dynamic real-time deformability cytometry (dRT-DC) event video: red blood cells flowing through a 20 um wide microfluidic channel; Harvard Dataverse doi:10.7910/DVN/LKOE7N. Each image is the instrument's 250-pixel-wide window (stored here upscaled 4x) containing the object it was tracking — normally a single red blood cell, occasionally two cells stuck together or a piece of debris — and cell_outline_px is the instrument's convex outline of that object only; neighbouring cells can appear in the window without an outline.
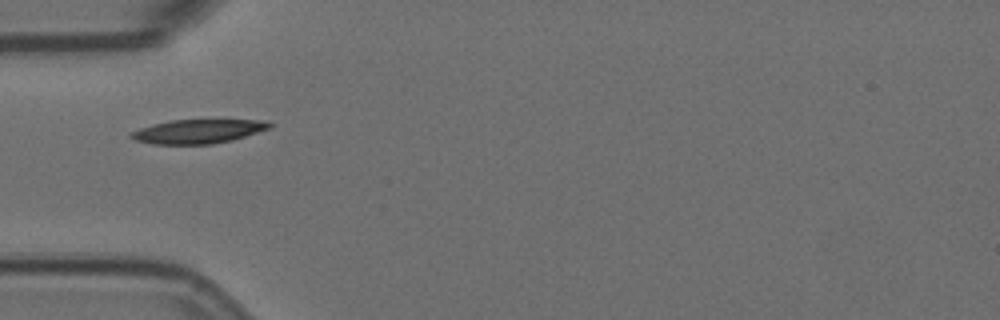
{"species": "Egyptian fruit bat (a non-hibernating species)", "species_latin": "Rousettus aegyptiacus", "temperature_condition": "room temperature", "stored_images_in_passage": 6, "camera_frame_rate_fps": 3000, "um_per_image_px": 0.085, "animal": {"sex": "female"}, "frame": {"image": 1, "passage_image": 1, "time_ms": 0.0, "image_size_px": [1000, 320], "cell_outline_px": [[272, 128], [232, 140], [212, 144], [152, 144], [136, 140], [128, 136], [132, 132], [140, 128], [152, 124], [172, 120], [268, 120], [272, 124]], "centroid_in_image_um": [16.87, 11.16], "position_along_channel_um": 68.1, "area_um2": 19.36}}
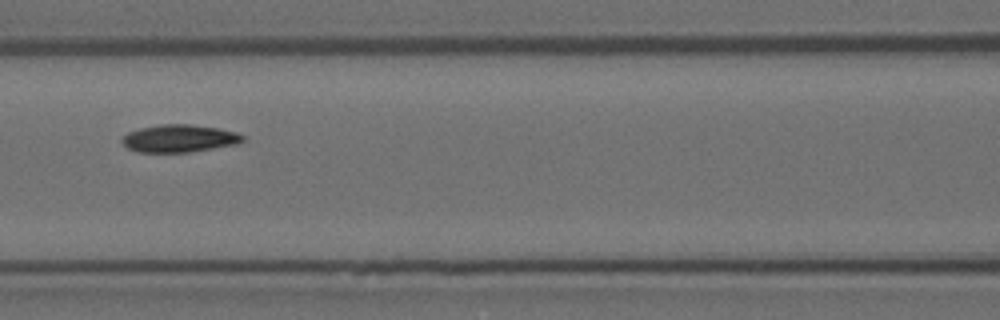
{"frame": {"image": 2, "passage_image": 3, "time_ms": 0.667, "image_size_px": [1000, 320], "cell_outline_px": [[244, 140], [236, 144], [188, 152], [136, 152], [128, 148], [120, 140], [128, 132], [140, 128], [160, 124], [188, 124], [216, 128], [236, 132], [244, 136]], "centroid_in_image_um": [15.2, 11.76], "position_along_channel_um": 151.4, "area_um2": 19.19}}
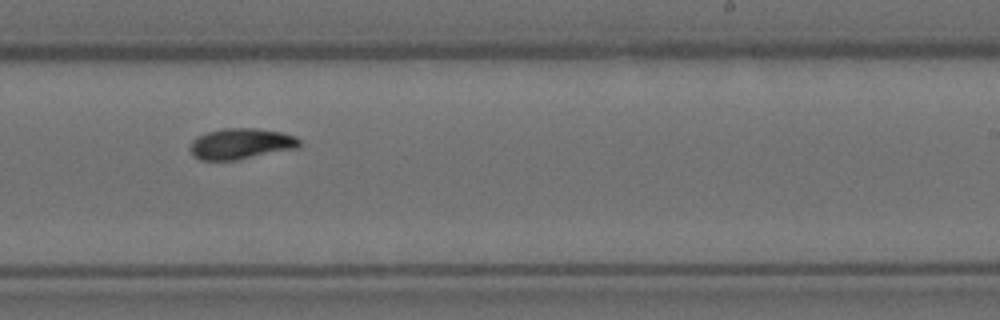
{"frame": {"image": 3, "passage_image": 6, "time_ms": 1.667, "image_size_px": [1000, 320], "cell_outline_px": [[300, 144], [296, 148], [236, 160], [200, 160], [192, 156], [188, 148], [192, 140], [208, 132], [224, 128], [256, 128], [280, 132], [296, 136], [300, 140]], "centroid_in_image_um": [20.44, 12.22], "position_along_channel_um": 268.6, "area_um2": 19.59}}